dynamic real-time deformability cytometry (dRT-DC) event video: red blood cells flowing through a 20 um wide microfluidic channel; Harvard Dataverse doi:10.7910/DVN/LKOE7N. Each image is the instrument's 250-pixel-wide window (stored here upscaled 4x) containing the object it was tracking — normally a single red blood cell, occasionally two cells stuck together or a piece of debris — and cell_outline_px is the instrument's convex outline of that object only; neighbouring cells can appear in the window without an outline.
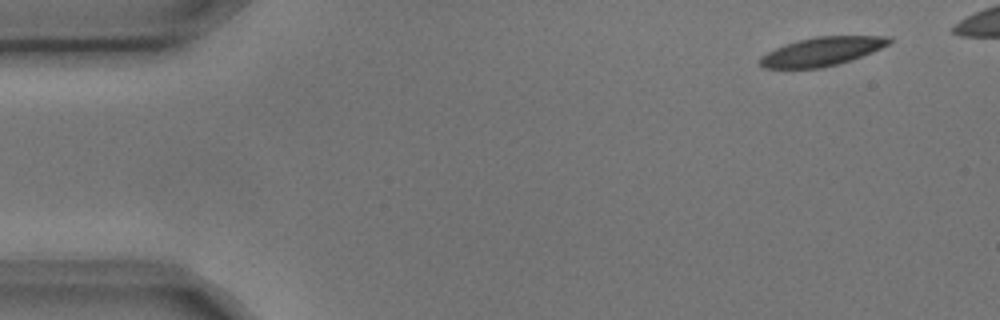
{"species": "common noctule bat (a hibernating species)", "species_latin": "Nyctalus noctula", "temperature_condition": "cold", "stored_images_in_passage": 5, "camera_frame_rate_fps": 3000, "um_per_image_px": 0.085, "animal": {"sex": "male", "body_mass_g": 17.9, "forearm_length_mm": 54.2}, "frame": {"image": 1, "passage_image": 1, "time_ms": 0.0, "image_size_px": [1000, 320], "cell_outline_px": [[892, 40], [888, 44], [872, 52], [836, 64], [820, 68], [764, 68], [760, 64], [760, 56], [776, 48], [800, 40], [816, 36], [892, 36]], "centroid_in_image_um": [69.87, 4.37], "position_along_channel_um": 15.1, "area_um2": 21.1}}